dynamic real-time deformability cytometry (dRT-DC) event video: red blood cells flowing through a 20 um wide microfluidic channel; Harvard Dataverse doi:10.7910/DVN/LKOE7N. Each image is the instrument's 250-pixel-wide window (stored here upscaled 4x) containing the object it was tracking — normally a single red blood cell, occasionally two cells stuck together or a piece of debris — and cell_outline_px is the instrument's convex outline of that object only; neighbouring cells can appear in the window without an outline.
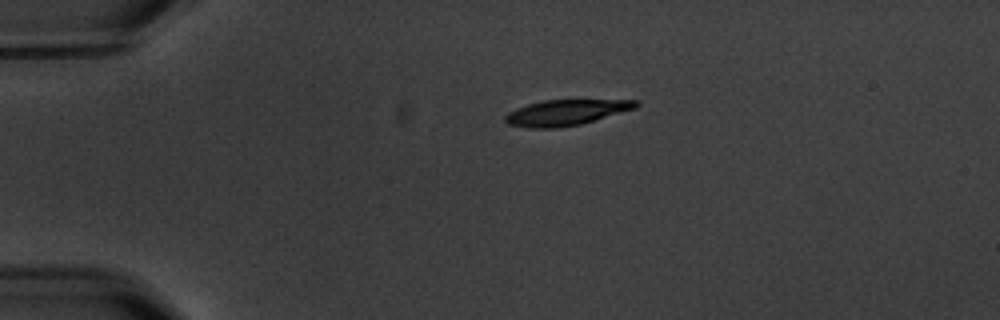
{"species": "common noctule bat (a hibernating species)", "species_latin": "Nyctalus noctula", "temperature_condition": "warm", "stored_images_in_passage": 3, "camera_frame_rate_fps": 3000, "um_per_image_px": 0.085, "animal": {"sex": "male", "body_mass_g": 20.1, "forearm_length_mm": 53.5}, "frame": {"image": 1, "passage_image": 1, "time_ms": 0.0, "image_size_px": [1000, 320], "cell_outline_px": [[640, 104], [636, 108], [580, 124], [556, 128], [528, 128], [508, 124], [504, 120], [504, 116], [508, 112], [516, 108], [528, 104], [544, 100], [636, 100]], "centroid_in_image_um": [48.07, 9.56], "position_along_channel_um": 36.9, "area_um2": 19.42}}
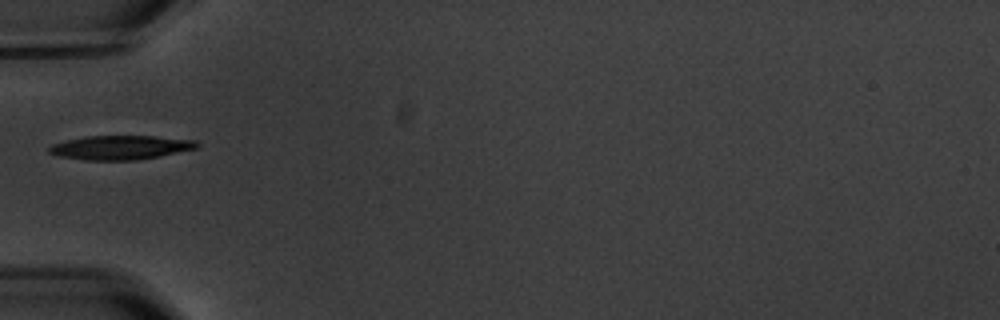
{"frame": {"image": 2, "passage_image": 3, "time_ms": 2.333, "image_size_px": [1000, 320], "cell_outline_px": [[200, 144], [196, 148], [160, 156], [136, 160], [84, 160], [60, 156], [48, 152], [48, 148], [52, 144], [84, 136], [156, 136], [196, 140]], "centroid_in_image_um": [10.25, 12.53], "position_along_channel_um": 74.8, "area_um2": 20.69}}